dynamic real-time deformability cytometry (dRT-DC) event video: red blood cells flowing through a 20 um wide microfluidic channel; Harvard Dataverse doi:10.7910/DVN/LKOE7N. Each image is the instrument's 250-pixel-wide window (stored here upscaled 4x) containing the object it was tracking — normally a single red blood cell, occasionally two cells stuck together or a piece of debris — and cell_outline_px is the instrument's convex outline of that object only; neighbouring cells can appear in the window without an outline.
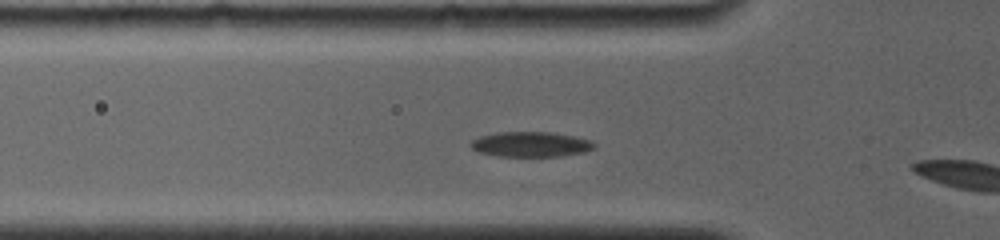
{"species": "common noctule bat (a hibernating species)", "species_latin": "Nyctalus noctula", "temperature_condition": "room temperature", "stored_images_in_passage": 7, "camera_frame_rate_fps": 4000, "um_per_image_px": 0.085, "animal": {"sex": "female", "body_mass_g": 19.0, "forearm_length_mm": 56.7}, "frame": {"image": 1, "passage_image": 5, "time_ms": 1.75, "image_size_px": [1000, 240], "cell_outline_px": [[596, 148], [584, 152], [560, 156], [496, 156], [480, 152], [472, 148], [468, 144], [472, 140], [480, 136], [496, 132], [552, 132], [592, 140], [596, 144]], "centroid_in_image_um": [45.12, 12.26], "position_along_channel_um": 80.7, "area_um2": 18.15}}